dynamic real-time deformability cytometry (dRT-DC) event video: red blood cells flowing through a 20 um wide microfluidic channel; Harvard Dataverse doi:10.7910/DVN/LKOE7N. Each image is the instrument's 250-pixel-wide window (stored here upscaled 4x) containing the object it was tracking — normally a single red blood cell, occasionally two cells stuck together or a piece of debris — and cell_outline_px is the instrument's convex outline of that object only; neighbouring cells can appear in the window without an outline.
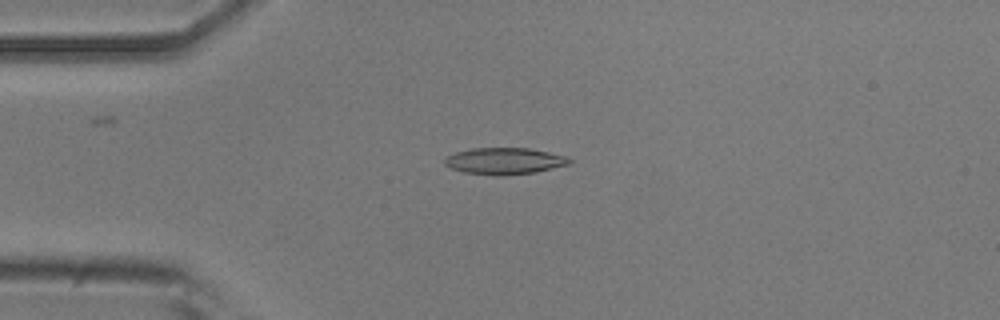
{"species": "common noctule bat (a hibernating species)", "species_latin": "Nyctalus noctula", "temperature_condition": "room temperature", "stored_images_in_passage": 51, "camera_frame_rate_fps": 3000, "um_per_image_px": 0.085, "animal": {"sex": "male", "body_mass_g": 20.5, "forearm_length_mm": 52.5}, "frame": {"image": 1, "passage_image": 12, "time_ms": 3.667, "image_size_px": [1000, 320], "cell_outline_px": [[572, 160], [568, 164], [536, 172], [500, 176], [496, 176], [464, 172], [452, 168], [444, 164], [444, 156], [456, 152], [472, 148], [528, 148], [568, 156]], "centroid_in_image_um": [42.86, 13.68], "position_along_channel_um": 42.1, "area_um2": 19.36}}
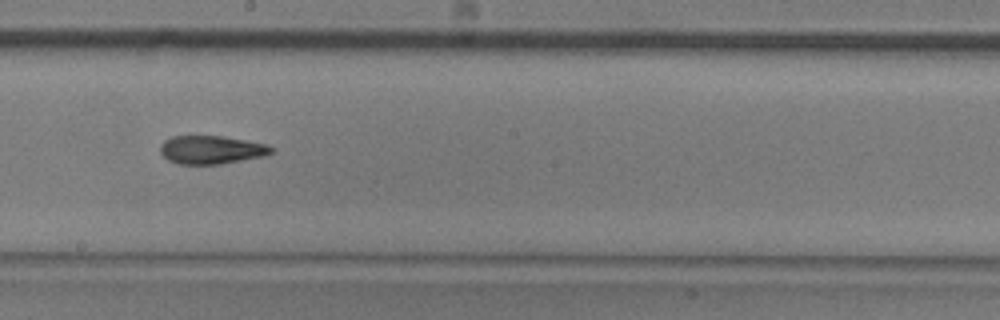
{"frame": {"image": 2, "passage_image": 28, "time_ms": 9.0, "image_size_px": [1000, 320], "cell_outline_px": [[276, 152], [264, 156], [220, 164], [180, 164], [168, 160], [160, 152], [160, 144], [164, 140], [172, 136], [224, 136], [268, 144], [276, 148]], "centroid_in_image_um": [18.01, 12.72], "position_along_channel_um": 230.2, "area_um2": 18.55}}
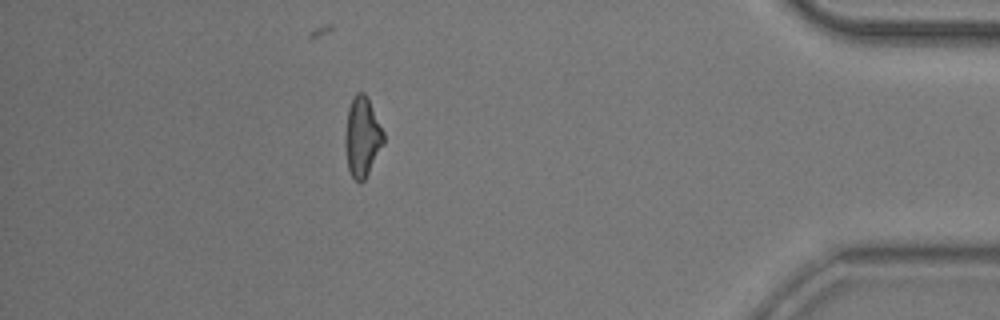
{"frame": {"image": 3, "passage_image": 45, "time_ms": 14.667, "image_size_px": [1000, 320], "cell_outline_px": [[384, 144], [364, 180], [360, 184], [352, 176], [348, 168], [344, 144], [344, 132], [348, 108], [352, 96], [356, 92], [364, 92], [384, 132]], "centroid_in_image_um": [30.76, 11.63], "position_along_channel_um": 404.4, "area_um2": 17.92}, "authors_computed_cell_mechanics": {"area_um2": 18.6694, "velocity_mm_per_s": 3.8965, "shape_relaxation_time_tau1_ms": 7.551, "shape_relaxation_time_tau2_ms": 3.0194, "deformation_change_tau1": 0.2076, "deformation_change_tau2": 0.124}}